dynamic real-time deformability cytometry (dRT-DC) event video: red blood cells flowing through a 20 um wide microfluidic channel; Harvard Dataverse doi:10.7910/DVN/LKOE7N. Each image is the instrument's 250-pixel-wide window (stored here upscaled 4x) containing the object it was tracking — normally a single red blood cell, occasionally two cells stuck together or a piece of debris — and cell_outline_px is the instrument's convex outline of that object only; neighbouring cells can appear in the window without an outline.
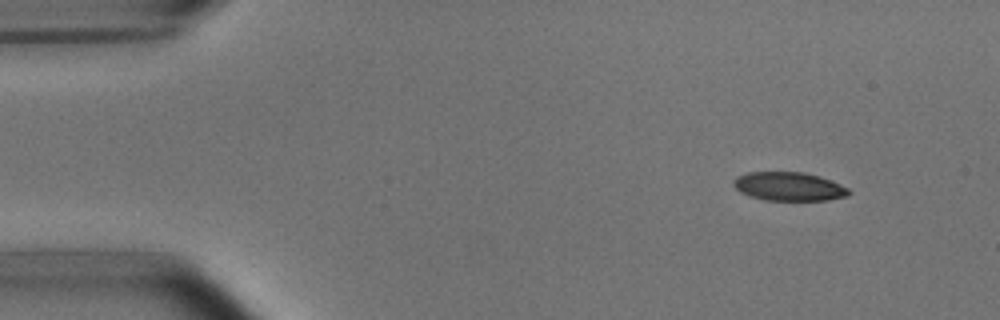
{"species": "common noctule bat (a hibernating species)", "species_latin": "Nyctalus noctula", "temperature_condition": "room temperature", "stored_images_in_passage": 4, "camera_frame_rate_fps": 3000, "um_per_image_px": 0.085, "animal": {"sex": "male", "body_mass_g": 15.6}, "frame": {"image": 1, "passage_image": 1, "time_ms": 0.0, "image_size_px": [1000, 320], "cell_outline_px": [[852, 192], [848, 196], [828, 200], [764, 200], [740, 192], [732, 184], [732, 180], [736, 176], [748, 172], [804, 172], [820, 176], [840, 184], [848, 188]], "centroid_in_image_um": [67.06, 15.84], "position_along_channel_um": 17.9, "area_um2": 19.36}}
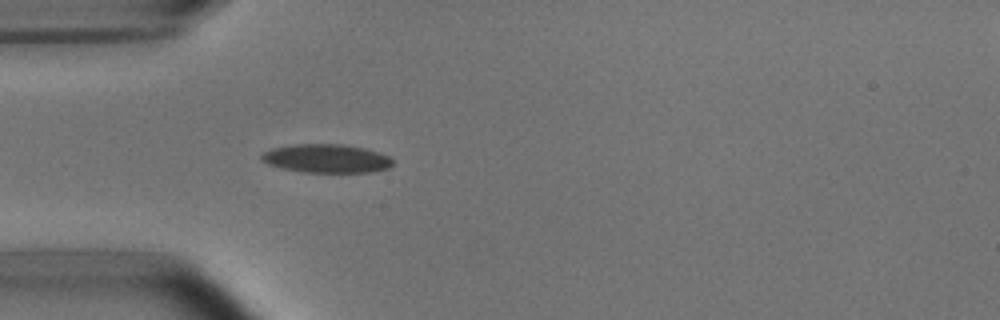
{"frame": {"image": 2, "passage_image": 4, "time_ms": 3.333, "image_size_px": [1000, 320], "cell_outline_px": [[392, 164], [388, 168], [372, 172], [304, 172], [284, 168], [268, 164], [260, 160], [260, 156], [264, 152], [272, 148], [296, 144], [344, 144], [364, 148], [380, 152], [388, 156], [392, 160]], "centroid_in_image_um": [27.75, 13.46], "position_along_channel_um": 57.2, "area_um2": 21.79}}